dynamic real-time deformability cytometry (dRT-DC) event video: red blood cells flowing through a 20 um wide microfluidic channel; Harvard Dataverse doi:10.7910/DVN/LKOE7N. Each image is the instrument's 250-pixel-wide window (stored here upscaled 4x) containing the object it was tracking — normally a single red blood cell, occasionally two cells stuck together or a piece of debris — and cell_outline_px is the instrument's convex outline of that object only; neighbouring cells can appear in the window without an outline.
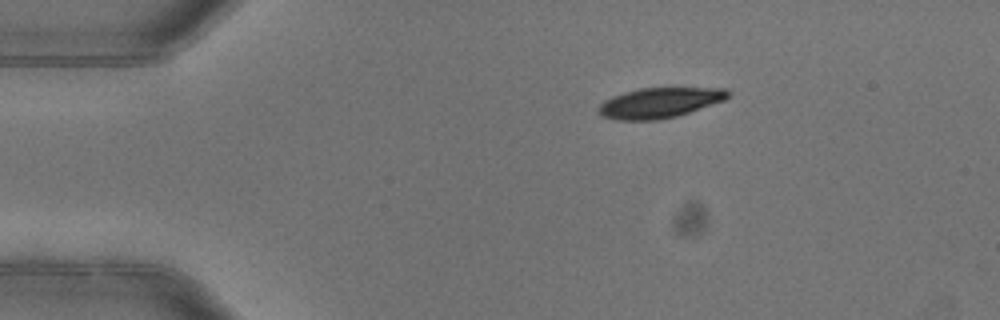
{"species": "common noctule bat (a hibernating species)", "species_latin": "Nyctalus noctula", "temperature_condition": "warm", "stored_images_in_passage": 3, "camera_frame_rate_fps": 3000, "um_per_image_px": 0.085, "animal": {"sex": "female"}, "frame": {"image": 1, "passage_image": 1, "time_ms": 0.0, "image_size_px": [1000, 320], "cell_outline_px": [[732, 92], [724, 100], [676, 116], [660, 120], [616, 120], [600, 116], [596, 108], [604, 100], [612, 96], [624, 92], [640, 88], [728, 88]], "centroid_in_image_um": [56.02, 8.73], "position_along_channel_um": 29.0, "area_um2": 22.89}}